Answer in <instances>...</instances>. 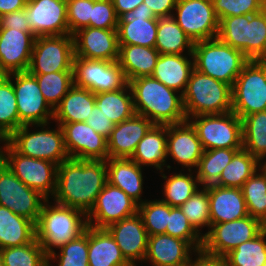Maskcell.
Listing matches in <instances>:
<instances>
[{
	"label": "cell",
	"instance_id": "33",
	"mask_svg": "<svg viewBox=\"0 0 266 266\" xmlns=\"http://www.w3.org/2000/svg\"><path fill=\"white\" fill-rule=\"evenodd\" d=\"M35 239L34 222L0 205V249L23 246Z\"/></svg>",
	"mask_w": 266,
	"mask_h": 266
},
{
	"label": "cell",
	"instance_id": "1",
	"mask_svg": "<svg viewBox=\"0 0 266 266\" xmlns=\"http://www.w3.org/2000/svg\"><path fill=\"white\" fill-rule=\"evenodd\" d=\"M106 183V161L68 158L58 165L53 201L87 215Z\"/></svg>",
	"mask_w": 266,
	"mask_h": 266
},
{
	"label": "cell",
	"instance_id": "54",
	"mask_svg": "<svg viewBox=\"0 0 266 266\" xmlns=\"http://www.w3.org/2000/svg\"><path fill=\"white\" fill-rule=\"evenodd\" d=\"M86 123L91 126L98 134L103 135L107 139L110 137L113 128L115 127L107 116L96 105L92 108L91 114L86 120Z\"/></svg>",
	"mask_w": 266,
	"mask_h": 266
},
{
	"label": "cell",
	"instance_id": "62",
	"mask_svg": "<svg viewBox=\"0 0 266 266\" xmlns=\"http://www.w3.org/2000/svg\"><path fill=\"white\" fill-rule=\"evenodd\" d=\"M0 266H4V264H3V255H2L1 249H0Z\"/></svg>",
	"mask_w": 266,
	"mask_h": 266
},
{
	"label": "cell",
	"instance_id": "2",
	"mask_svg": "<svg viewBox=\"0 0 266 266\" xmlns=\"http://www.w3.org/2000/svg\"><path fill=\"white\" fill-rule=\"evenodd\" d=\"M128 84L135 114L146 117L156 125L178 124L187 120L181 93L151 76L133 79Z\"/></svg>",
	"mask_w": 266,
	"mask_h": 266
},
{
	"label": "cell",
	"instance_id": "35",
	"mask_svg": "<svg viewBox=\"0 0 266 266\" xmlns=\"http://www.w3.org/2000/svg\"><path fill=\"white\" fill-rule=\"evenodd\" d=\"M95 105L115 125L131 118L135 114L133 96L129 84L119 90L95 94Z\"/></svg>",
	"mask_w": 266,
	"mask_h": 266
},
{
	"label": "cell",
	"instance_id": "52",
	"mask_svg": "<svg viewBox=\"0 0 266 266\" xmlns=\"http://www.w3.org/2000/svg\"><path fill=\"white\" fill-rule=\"evenodd\" d=\"M66 6L70 35L79 29L90 27L93 0H66Z\"/></svg>",
	"mask_w": 266,
	"mask_h": 266
},
{
	"label": "cell",
	"instance_id": "59",
	"mask_svg": "<svg viewBox=\"0 0 266 266\" xmlns=\"http://www.w3.org/2000/svg\"><path fill=\"white\" fill-rule=\"evenodd\" d=\"M27 0H0V17L26 7Z\"/></svg>",
	"mask_w": 266,
	"mask_h": 266
},
{
	"label": "cell",
	"instance_id": "43",
	"mask_svg": "<svg viewBox=\"0 0 266 266\" xmlns=\"http://www.w3.org/2000/svg\"><path fill=\"white\" fill-rule=\"evenodd\" d=\"M32 75L36 77L41 93L53 109L74 85L73 71Z\"/></svg>",
	"mask_w": 266,
	"mask_h": 266
},
{
	"label": "cell",
	"instance_id": "57",
	"mask_svg": "<svg viewBox=\"0 0 266 266\" xmlns=\"http://www.w3.org/2000/svg\"><path fill=\"white\" fill-rule=\"evenodd\" d=\"M195 255L196 257L191 260L190 266H227L224 258L212 257L201 251L196 252Z\"/></svg>",
	"mask_w": 266,
	"mask_h": 266
},
{
	"label": "cell",
	"instance_id": "45",
	"mask_svg": "<svg viewBox=\"0 0 266 266\" xmlns=\"http://www.w3.org/2000/svg\"><path fill=\"white\" fill-rule=\"evenodd\" d=\"M4 266H47V255L35 239L23 246L1 249Z\"/></svg>",
	"mask_w": 266,
	"mask_h": 266
},
{
	"label": "cell",
	"instance_id": "5",
	"mask_svg": "<svg viewBox=\"0 0 266 266\" xmlns=\"http://www.w3.org/2000/svg\"><path fill=\"white\" fill-rule=\"evenodd\" d=\"M193 59L196 70L230 86L250 61L240 50L218 38L195 42Z\"/></svg>",
	"mask_w": 266,
	"mask_h": 266
},
{
	"label": "cell",
	"instance_id": "20",
	"mask_svg": "<svg viewBox=\"0 0 266 266\" xmlns=\"http://www.w3.org/2000/svg\"><path fill=\"white\" fill-rule=\"evenodd\" d=\"M36 36L32 31L0 28V72L27 71Z\"/></svg>",
	"mask_w": 266,
	"mask_h": 266
},
{
	"label": "cell",
	"instance_id": "9",
	"mask_svg": "<svg viewBox=\"0 0 266 266\" xmlns=\"http://www.w3.org/2000/svg\"><path fill=\"white\" fill-rule=\"evenodd\" d=\"M194 127L204 150L242 149V120L233 112L202 114L187 119Z\"/></svg>",
	"mask_w": 266,
	"mask_h": 266
},
{
	"label": "cell",
	"instance_id": "6",
	"mask_svg": "<svg viewBox=\"0 0 266 266\" xmlns=\"http://www.w3.org/2000/svg\"><path fill=\"white\" fill-rule=\"evenodd\" d=\"M48 124L22 125L6 141L22 155L60 165L69 158L64 133L60 125L57 124V128L51 130ZM30 126L40 127L41 130L31 131Z\"/></svg>",
	"mask_w": 266,
	"mask_h": 266
},
{
	"label": "cell",
	"instance_id": "12",
	"mask_svg": "<svg viewBox=\"0 0 266 266\" xmlns=\"http://www.w3.org/2000/svg\"><path fill=\"white\" fill-rule=\"evenodd\" d=\"M74 85L98 94L124 88L128 82L118 61L74 57Z\"/></svg>",
	"mask_w": 266,
	"mask_h": 266
},
{
	"label": "cell",
	"instance_id": "18",
	"mask_svg": "<svg viewBox=\"0 0 266 266\" xmlns=\"http://www.w3.org/2000/svg\"><path fill=\"white\" fill-rule=\"evenodd\" d=\"M25 10L36 37L70 34L66 0H27Z\"/></svg>",
	"mask_w": 266,
	"mask_h": 266
},
{
	"label": "cell",
	"instance_id": "49",
	"mask_svg": "<svg viewBox=\"0 0 266 266\" xmlns=\"http://www.w3.org/2000/svg\"><path fill=\"white\" fill-rule=\"evenodd\" d=\"M247 58L266 60V10L250 14L247 23Z\"/></svg>",
	"mask_w": 266,
	"mask_h": 266
},
{
	"label": "cell",
	"instance_id": "11",
	"mask_svg": "<svg viewBox=\"0 0 266 266\" xmlns=\"http://www.w3.org/2000/svg\"><path fill=\"white\" fill-rule=\"evenodd\" d=\"M74 57L73 35L38 36L27 71L30 74L73 71Z\"/></svg>",
	"mask_w": 266,
	"mask_h": 266
},
{
	"label": "cell",
	"instance_id": "44",
	"mask_svg": "<svg viewBox=\"0 0 266 266\" xmlns=\"http://www.w3.org/2000/svg\"><path fill=\"white\" fill-rule=\"evenodd\" d=\"M250 15L222 18L219 21L217 38L232 48L240 50L247 57V23Z\"/></svg>",
	"mask_w": 266,
	"mask_h": 266
},
{
	"label": "cell",
	"instance_id": "56",
	"mask_svg": "<svg viewBox=\"0 0 266 266\" xmlns=\"http://www.w3.org/2000/svg\"><path fill=\"white\" fill-rule=\"evenodd\" d=\"M143 2L147 4L158 18L173 15L177 0H144Z\"/></svg>",
	"mask_w": 266,
	"mask_h": 266
},
{
	"label": "cell",
	"instance_id": "27",
	"mask_svg": "<svg viewBox=\"0 0 266 266\" xmlns=\"http://www.w3.org/2000/svg\"><path fill=\"white\" fill-rule=\"evenodd\" d=\"M193 69V54H160L151 77L183 94Z\"/></svg>",
	"mask_w": 266,
	"mask_h": 266
},
{
	"label": "cell",
	"instance_id": "26",
	"mask_svg": "<svg viewBox=\"0 0 266 266\" xmlns=\"http://www.w3.org/2000/svg\"><path fill=\"white\" fill-rule=\"evenodd\" d=\"M211 225L234 221L248 216V210L240 188L207 186Z\"/></svg>",
	"mask_w": 266,
	"mask_h": 266
},
{
	"label": "cell",
	"instance_id": "55",
	"mask_svg": "<svg viewBox=\"0 0 266 266\" xmlns=\"http://www.w3.org/2000/svg\"><path fill=\"white\" fill-rule=\"evenodd\" d=\"M0 28H10L20 31H32L29 25L25 8L1 16Z\"/></svg>",
	"mask_w": 266,
	"mask_h": 266
},
{
	"label": "cell",
	"instance_id": "23",
	"mask_svg": "<svg viewBox=\"0 0 266 266\" xmlns=\"http://www.w3.org/2000/svg\"><path fill=\"white\" fill-rule=\"evenodd\" d=\"M204 152L203 146L192 124L186 120L178 124L167 125V159L182 166V170H193L198 166Z\"/></svg>",
	"mask_w": 266,
	"mask_h": 266
},
{
	"label": "cell",
	"instance_id": "37",
	"mask_svg": "<svg viewBox=\"0 0 266 266\" xmlns=\"http://www.w3.org/2000/svg\"><path fill=\"white\" fill-rule=\"evenodd\" d=\"M174 173L169 178L164 174V170L160 172L161 177L166 180L163 187V195L161 201L167 203L171 207H180L184 204L200 187L197 176L194 172L188 170L189 173Z\"/></svg>",
	"mask_w": 266,
	"mask_h": 266
},
{
	"label": "cell",
	"instance_id": "8",
	"mask_svg": "<svg viewBox=\"0 0 266 266\" xmlns=\"http://www.w3.org/2000/svg\"><path fill=\"white\" fill-rule=\"evenodd\" d=\"M232 111L242 120L266 111V60H250L232 86Z\"/></svg>",
	"mask_w": 266,
	"mask_h": 266
},
{
	"label": "cell",
	"instance_id": "50",
	"mask_svg": "<svg viewBox=\"0 0 266 266\" xmlns=\"http://www.w3.org/2000/svg\"><path fill=\"white\" fill-rule=\"evenodd\" d=\"M166 234L187 241L197 252L201 251L203 236L199 234L183 214L180 207H172Z\"/></svg>",
	"mask_w": 266,
	"mask_h": 266
},
{
	"label": "cell",
	"instance_id": "36",
	"mask_svg": "<svg viewBox=\"0 0 266 266\" xmlns=\"http://www.w3.org/2000/svg\"><path fill=\"white\" fill-rule=\"evenodd\" d=\"M259 160L245 149L238 150L223 169L217 186L242 188L245 181L259 169Z\"/></svg>",
	"mask_w": 266,
	"mask_h": 266
},
{
	"label": "cell",
	"instance_id": "22",
	"mask_svg": "<svg viewBox=\"0 0 266 266\" xmlns=\"http://www.w3.org/2000/svg\"><path fill=\"white\" fill-rule=\"evenodd\" d=\"M106 230L111 234L123 256L132 266L137 265V261L144 262L149 235L138 212L111 224Z\"/></svg>",
	"mask_w": 266,
	"mask_h": 266
},
{
	"label": "cell",
	"instance_id": "61",
	"mask_svg": "<svg viewBox=\"0 0 266 266\" xmlns=\"http://www.w3.org/2000/svg\"><path fill=\"white\" fill-rule=\"evenodd\" d=\"M263 10H266V0H260Z\"/></svg>",
	"mask_w": 266,
	"mask_h": 266
},
{
	"label": "cell",
	"instance_id": "21",
	"mask_svg": "<svg viewBox=\"0 0 266 266\" xmlns=\"http://www.w3.org/2000/svg\"><path fill=\"white\" fill-rule=\"evenodd\" d=\"M75 57L118 61L117 29L84 27L73 34Z\"/></svg>",
	"mask_w": 266,
	"mask_h": 266
},
{
	"label": "cell",
	"instance_id": "19",
	"mask_svg": "<svg viewBox=\"0 0 266 266\" xmlns=\"http://www.w3.org/2000/svg\"><path fill=\"white\" fill-rule=\"evenodd\" d=\"M157 28L158 18L143 2L119 17L118 44L155 47Z\"/></svg>",
	"mask_w": 266,
	"mask_h": 266
},
{
	"label": "cell",
	"instance_id": "25",
	"mask_svg": "<svg viewBox=\"0 0 266 266\" xmlns=\"http://www.w3.org/2000/svg\"><path fill=\"white\" fill-rule=\"evenodd\" d=\"M153 125L146 117L138 114L116 124L107 139L109 158H131L137 144Z\"/></svg>",
	"mask_w": 266,
	"mask_h": 266
},
{
	"label": "cell",
	"instance_id": "47",
	"mask_svg": "<svg viewBox=\"0 0 266 266\" xmlns=\"http://www.w3.org/2000/svg\"><path fill=\"white\" fill-rule=\"evenodd\" d=\"M171 206L157 200H146L138 205V213L142 217L144 227L149 236L166 234Z\"/></svg>",
	"mask_w": 266,
	"mask_h": 266
},
{
	"label": "cell",
	"instance_id": "42",
	"mask_svg": "<svg viewBox=\"0 0 266 266\" xmlns=\"http://www.w3.org/2000/svg\"><path fill=\"white\" fill-rule=\"evenodd\" d=\"M241 190L248 214L262 221L266 217V173L259 168L245 181Z\"/></svg>",
	"mask_w": 266,
	"mask_h": 266
},
{
	"label": "cell",
	"instance_id": "63",
	"mask_svg": "<svg viewBox=\"0 0 266 266\" xmlns=\"http://www.w3.org/2000/svg\"><path fill=\"white\" fill-rule=\"evenodd\" d=\"M261 222H262L263 228L266 229V217Z\"/></svg>",
	"mask_w": 266,
	"mask_h": 266
},
{
	"label": "cell",
	"instance_id": "24",
	"mask_svg": "<svg viewBox=\"0 0 266 266\" xmlns=\"http://www.w3.org/2000/svg\"><path fill=\"white\" fill-rule=\"evenodd\" d=\"M196 252L185 240L168 234L151 235L144 263L151 262V266H190L192 255Z\"/></svg>",
	"mask_w": 266,
	"mask_h": 266
},
{
	"label": "cell",
	"instance_id": "28",
	"mask_svg": "<svg viewBox=\"0 0 266 266\" xmlns=\"http://www.w3.org/2000/svg\"><path fill=\"white\" fill-rule=\"evenodd\" d=\"M107 182L123 190L138 205L142 200L143 193V167L130 158H108Z\"/></svg>",
	"mask_w": 266,
	"mask_h": 266
},
{
	"label": "cell",
	"instance_id": "31",
	"mask_svg": "<svg viewBox=\"0 0 266 266\" xmlns=\"http://www.w3.org/2000/svg\"><path fill=\"white\" fill-rule=\"evenodd\" d=\"M95 105V93L73 85L55 107L53 120L58 125L86 122Z\"/></svg>",
	"mask_w": 266,
	"mask_h": 266
},
{
	"label": "cell",
	"instance_id": "4",
	"mask_svg": "<svg viewBox=\"0 0 266 266\" xmlns=\"http://www.w3.org/2000/svg\"><path fill=\"white\" fill-rule=\"evenodd\" d=\"M183 96L187 119L232 111V86L193 69Z\"/></svg>",
	"mask_w": 266,
	"mask_h": 266
},
{
	"label": "cell",
	"instance_id": "41",
	"mask_svg": "<svg viewBox=\"0 0 266 266\" xmlns=\"http://www.w3.org/2000/svg\"><path fill=\"white\" fill-rule=\"evenodd\" d=\"M19 128L17 99L11 79L0 77V142Z\"/></svg>",
	"mask_w": 266,
	"mask_h": 266
},
{
	"label": "cell",
	"instance_id": "38",
	"mask_svg": "<svg viewBox=\"0 0 266 266\" xmlns=\"http://www.w3.org/2000/svg\"><path fill=\"white\" fill-rule=\"evenodd\" d=\"M238 150L240 149L204 150L196 168L197 171L194 170L200 185L203 187L215 185L219 181L223 169Z\"/></svg>",
	"mask_w": 266,
	"mask_h": 266
},
{
	"label": "cell",
	"instance_id": "17",
	"mask_svg": "<svg viewBox=\"0 0 266 266\" xmlns=\"http://www.w3.org/2000/svg\"><path fill=\"white\" fill-rule=\"evenodd\" d=\"M61 127L69 158L102 161L109 158L107 138L86 122L64 123Z\"/></svg>",
	"mask_w": 266,
	"mask_h": 266
},
{
	"label": "cell",
	"instance_id": "39",
	"mask_svg": "<svg viewBox=\"0 0 266 266\" xmlns=\"http://www.w3.org/2000/svg\"><path fill=\"white\" fill-rule=\"evenodd\" d=\"M227 266H264L266 263V229L238 245L224 257Z\"/></svg>",
	"mask_w": 266,
	"mask_h": 266
},
{
	"label": "cell",
	"instance_id": "34",
	"mask_svg": "<svg viewBox=\"0 0 266 266\" xmlns=\"http://www.w3.org/2000/svg\"><path fill=\"white\" fill-rule=\"evenodd\" d=\"M193 46L173 15L158 17L155 48L160 54H193Z\"/></svg>",
	"mask_w": 266,
	"mask_h": 266
},
{
	"label": "cell",
	"instance_id": "32",
	"mask_svg": "<svg viewBox=\"0 0 266 266\" xmlns=\"http://www.w3.org/2000/svg\"><path fill=\"white\" fill-rule=\"evenodd\" d=\"M160 53L155 47L119 45L118 63L127 82L151 76Z\"/></svg>",
	"mask_w": 266,
	"mask_h": 266
},
{
	"label": "cell",
	"instance_id": "7",
	"mask_svg": "<svg viewBox=\"0 0 266 266\" xmlns=\"http://www.w3.org/2000/svg\"><path fill=\"white\" fill-rule=\"evenodd\" d=\"M2 142L4 146H0V159L13 174L26 186L39 191L47 199L53 198L57 186L58 165L22 155L6 140H2L0 144Z\"/></svg>",
	"mask_w": 266,
	"mask_h": 266
},
{
	"label": "cell",
	"instance_id": "15",
	"mask_svg": "<svg viewBox=\"0 0 266 266\" xmlns=\"http://www.w3.org/2000/svg\"><path fill=\"white\" fill-rule=\"evenodd\" d=\"M174 11L177 24L193 43L217 38L219 21L212 0H177Z\"/></svg>",
	"mask_w": 266,
	"mask_h": 266
},
{
	"label": "cell",
	"instance_id": "60",
	"mask_svg": "<svg viewBox=\"0 0 266 266\" xmlns=\"http://www.w3.org/2000/svg\"><path fill=\"white\" fill-rule=\"evenodd\" d=\"M266 155L259 161V167L266 173Z\"/></svg>",
	"mask_w": 266,
	"mask_h": 266
},
{
	"label": "cell",
	"instance_id": "48",
	"mask_svg": "<svg viewBox=\"0 0 266 266\" xmlns=\"http://www.w3.org/2000/svg\"><path fill=\"white\" fill-rule=\"evenodd\" d=\"M201 189V190H200ZM184 204L180 206L194 229L203 236V227L211 226L209 196L207 187H201Z\"/></svg>",
	"mask_w": 266,
	"mask_h": 266
},
{
	"label": "cell",
	"instance_id": "14",
	"mask_svg": "<svg viewBox=\"0 0 266 266\" xmlns=\"http://www.w3.org/2000/svg\"><path fill=\"white\" fill-rule=\"evenodd\" d=\"M47 200L39 191L26 186L0 159V205L37 223Z\"/></svg>",
	"mask_w": 266,
	"mask_h": 266
},
{
	"label": "cell",
	"instance_id": "16",
	"mask_svg": "<svg viewBox=\"0 0 266 266\" xmlns=\"http://www.w3.org/2000/svg\"><path fill=\"white\" fill-rule=\"evenodd\" d=\"M137 212L138 204L123 190L107 182L98 194L94 207L87 214L88 225L106 229Z\"/></svg>",
	"mask_w": 266,
	"mask_h": 266
},
{
	"label": "cell",
	"instance_id": "53",
	"mask_svg": "<svg viewBox=\"0 0 266 266\" xmlns=\"http://www.w3.org/2000/svg\"><path fill=\"white\" fill-rule=\"evenodd\" d=\"M119 17L111 0H93L90 27L117 29Z\"/></svg>",
	"mask_w": 266,
	"mask_h": 266
},
{
	"label": "cell",
	"instance_id": "3",
	"mask_svg": "<svg viewBox=\"0 0 266 266\" xmlns=\"http://www.w3.org/2000/svg\"><path fill=\"white\" fill-rule=\"evenodd\" d=\"M87 215L76 208H71L47 199L35 224L36 239L46 255H50L69 241L83 235L88 227Z\"/></svg>",
	"mask_w": 266,
	"mask_h": 266
},
{
	"label": "cell",
	"instance_id": "29",
	"mask_svg": "<svg viewBox=\"0 0 266 266\" xmlns=\"http://www.w3.org/2000/svg\"><path fill=\"white\" fill-rule=\"evenodd\" d=\"M141 167L154 166L156 171L171 169L167 164V125L154 124L146 135L139 141L135 152L130 158Z\"/></svg>",
	"mask_w": 266,
	"mask_h": 266
},
{
	"label": "cell",
	"instance_id": "46",
	"mask_svg": "<svg viewBox=\"0 0 266 266\" xmlns=\"http://www.w3.org/2000/svg\"><path fill=\"white\" fill-rule=\"evenodd\" d=\"M47 256V266H52L51 261L58 262L57 266H89L88 264V227L79 238L69 241ZM58 259V260H57Z\"/></svg>",
	"mask_w": 266,
	"mask_h": 266
},
{
	"label": "cell",
	"instance_id": "51",
	"mask_svg": "<svg viewBox=\"0 0 266 266\" xmlns=\"http://www.w3.org/2000/svg\"><path fill=\"white\" fill-rule=\"evenodd\" d=\"M212 3L218 21L229 16L257 14L263 10L260 0H212Z\"/></svg>",
	"mask_w": 266,
	"mask_h": 266
},
{
	"label": "cell",
	"instance_id": "10",
	"mask_svg": "<svg viewBox=\"0 0 266 266\" xmlns=\"http://www.w3.org/2000/svg\"><path fill=\"white\" fill-rule=\"evenodd\" d=\"M262 222L250 215L234 221L213 224L203 234L201 252L223 258L238 245L256 237L263 230Z\"/></svg>",
	"mask_w": 266,
	"mask_h": 266
},
{
	"label": "cell",
	"instance_id": "58",
	"mask_svg": "<svg viewBox=\"0 0 266 266\" xmlns=\"http://www.w3.org/2000/svg\"><path fill=\"white\" fill-rule=\"evenodd\" d=\"M114 5L116 14L120 17L125 12L133 11L144 0H111Z\"/></svg>",
	"mask_w": 266,
	"mask_h": 266
},
{
	"label": "cell",
	"instance_id": "30",
	"mask_svg": "<svg viewBox=\"0 0 266 266\" xmlns=\"http://www.w3.org/2000/svg\"><path fill=\"white\" fill-rule=\"evenodd\" d=\"M89 266H132L106 229L88 226Z\"/></svg>",
	"mask_w": 266,
	"mask_h": 266
},
{
	"label": "cell",
	"instance_id": "40",
	"mask_svg": "<svg viewBox=\"0 0 266 266\" xmlns=\"http://www.w3.org/2000/svg\"><path fill=\"white\" fill-rule=\"evenodd\" d=\"M243 149L259 161L266 155V111L245 116L242 119Z\"/></svg>",
	"mask_w": 266,
	"mask_h": 266
},
{
	"label": "cell",
	"instance_id": "13",
	"mask_svg": "<svg viewBox=\"0 0 266 266\" xmlns=\"http://www.w3.org/2000/svg\"><path fill=\"white\" fill-rule=\"evenodd\" d=\"M7 76L13 83L17 99L19 128L22 125L51 123L49 121L53 120L54 109L41 93L36 77L28 71Z\"/></svg>",
	"mask_w": 266,
	"mask_h": 266
}]
</instances>
